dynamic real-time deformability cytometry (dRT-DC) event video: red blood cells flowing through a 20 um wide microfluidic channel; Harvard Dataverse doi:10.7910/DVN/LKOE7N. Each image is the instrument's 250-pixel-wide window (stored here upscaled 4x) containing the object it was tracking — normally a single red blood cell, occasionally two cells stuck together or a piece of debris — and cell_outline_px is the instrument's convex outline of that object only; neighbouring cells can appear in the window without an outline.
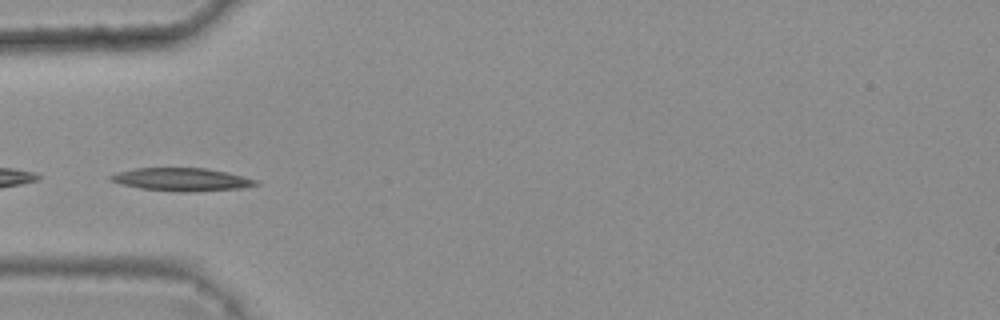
{"species": "common noctule bat (a hibernating species)", "species_latin": "Nyctalus noctula", "temperature_condition": "warm", "stored_images_in_passage": 7, "camera_frame_rate_fps": 3000, "um_per_image_px": 0.085, "animal": {"sex": "female", "body_mass_g": 25.1}, "frame": {"image": 1, "passage_image": 5, "time_ms": 1.333, "image_size_px": [1000, 320], "cell_outline_px": [[260, 184], [240, 188], [192, 192], [180, 192], [140, 188], [120, 184], [108, 180], [108, 176], [116, 172], [136, 168], [208, 168], [244, 176], [260, 180]], "centroid_in_image_um": [15.44, 15.25], "position_along_channel_um": 69.6, "area_um2": 19.65}}
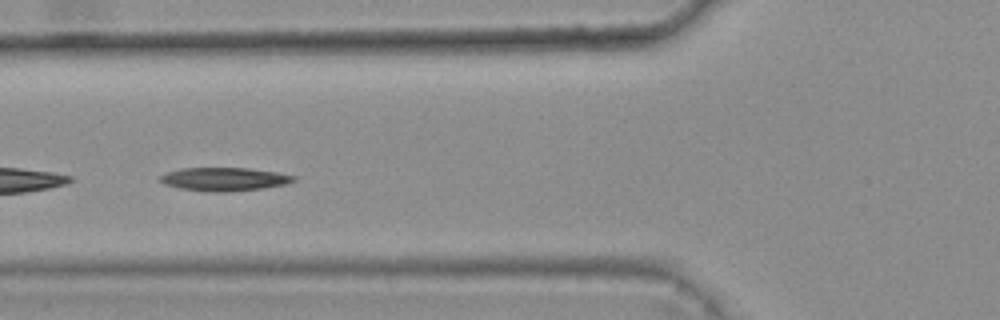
{"frame": {"image": 2, "passage_image": 6, "time_ms": 1.667, "image_size_px": [1000, 320], "cell_outline_px": [[296, 180], [284, 184], [264, 188], [228, 192], [208, 192], [180, 188], [164, 184], [160, 180], [160, 176], [168, 172], [180, 168], [248, 168], [276, 172], [296, 176]], "centroid_in_image_um": [19.06, 15.23], "position_along_channel_um": 106.7, "area_um2": 18.15}}
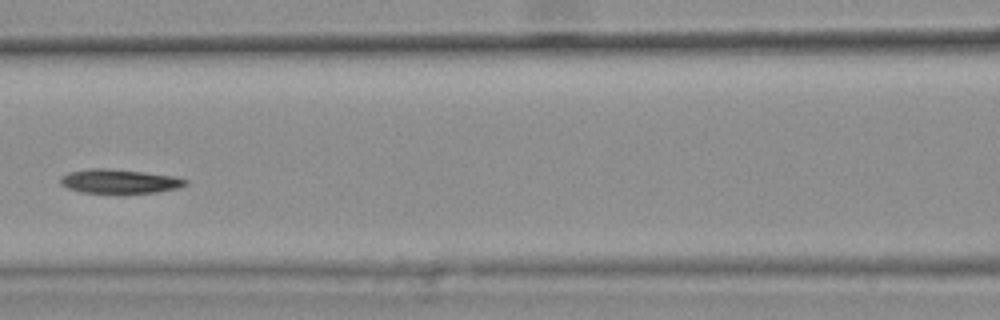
{"frame": {"image": 3, "passage_image": 7, "time_ms": 2.0, "image_size_px": [1000, 320], "cell_outline_px": [[188, 184], [176, 188], [156, 192], [80, 192], [68, 188], [60, 184], [60, 176], [68, 172], [88, 168], [104, 168], [176, 176], [188, 180]], "centroid_in_image_um": [10.11, 15.39], "position_along_channel_um": 156.5, "area_um2": 17.28}}